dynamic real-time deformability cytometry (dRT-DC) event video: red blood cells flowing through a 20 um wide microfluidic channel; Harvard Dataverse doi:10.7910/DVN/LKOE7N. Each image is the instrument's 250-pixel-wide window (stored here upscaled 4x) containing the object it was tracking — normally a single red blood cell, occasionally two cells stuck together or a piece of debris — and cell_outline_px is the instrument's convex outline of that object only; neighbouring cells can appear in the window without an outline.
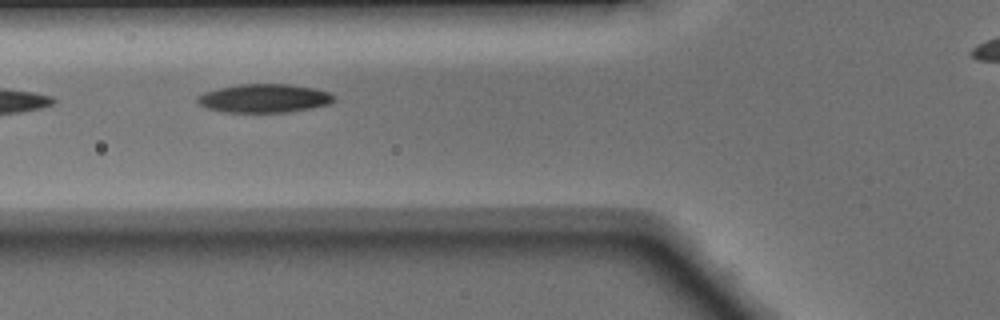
{"species": "Egyptian fruit bat (a non-hibernating species)", "species_latin": "Rousettus aegyptiacus", "temperature_condition": "warm", "stored_images_in_passage": 13, "camera_frame_rate_fps": 3000, "um_per_image_px": 0.085, "animal": {"sex": "male"}, "frame": {"image": 1, "passage_image": 2, "time_ms": 0.333, "image_size_px": [1000, 320], "cell_outline_px": [[336, 100], [328, 104], [312, 108], [292, 112], [224, 112], [204, 108], [196, 100], [196, 96], [204, 92], [236, 84], [292, 84], [316, 88], [332, 92], [336, 96]], "centroid_in_image_um": [22.5, 8.35], "position_along_channel_um": 103.3, "area_um2": 23.18}}